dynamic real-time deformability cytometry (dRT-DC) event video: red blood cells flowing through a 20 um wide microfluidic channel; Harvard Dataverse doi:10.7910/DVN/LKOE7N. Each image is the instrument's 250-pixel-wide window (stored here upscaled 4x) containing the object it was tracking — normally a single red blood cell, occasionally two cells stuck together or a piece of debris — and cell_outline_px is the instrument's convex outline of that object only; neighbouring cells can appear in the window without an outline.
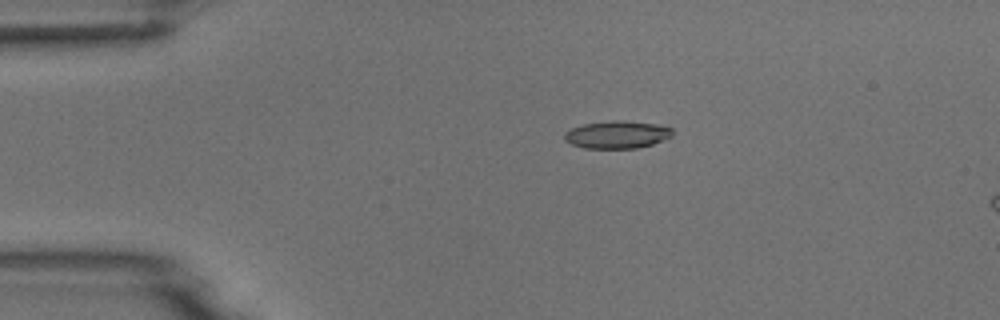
{"species": "common noctule bat (a hibernating species)", "species_latin": "Nyctalus noctula", "temperature_condition": "room temperature", "stored_images_in_passage": 5, "camera_frame_rate_fps": 3000, "um_per_image_px": 0.085, "animal": {"sex": "male", "body_mass_g": 18.8}, "frame": {"image": 1, "passage_image": 3, "time_ms": 2.333, "image_size_px": [1000, 320], "cell_outline_px": [[672, 136], [652, 144], [636, 148], [584, 148], [572, 144], [564, 140], [564, 132], [572, 128], [584, 124], [612, 120], [624, 120], [656, 124], [672, 128]], "centroid_in_image_um": [52.43, 11.44], "position_along_channel_um": 32.6, "area_um2": 17.28}}